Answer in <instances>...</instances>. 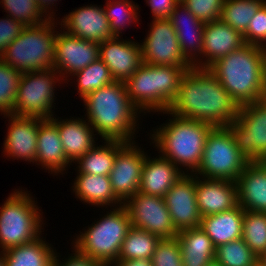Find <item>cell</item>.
I'll return each instance as SVG.
<instances>
[{"label": "cell", "mask_w": 266, "mask_h": 266, "mask_svg": "<svg viewBox=\"0 0 266 266\" xmlns=\"http://www.w3.org/2000/svg\"><path fill=\"white\" fill-rule=\"evenodd\" d=\"M240 106L208 70H187L168 111L178 117L226 127L237 118Z\"/></svg>", "instance_id": "obj_1"}, {"label": "cell", "mask_w": 266, "mask_h": 266, "mask_svg": "<svg viewBox=\"0 0 266 266\" xmlns=\"http://www.w3.org/2000/svg\"><path fill=\"white\" fill-rule=\"evenodd\" d=\"M208 70L240 107L266 99V48L245 43Z\"/></svg>", "instance_id": "obj_2"}, {"label": "cell", "mask_w": 266, "mask_h": 266, "mask_svg": "<svg viewBox=\"0 0 266 266\" xmlns=\"http://www.w3.org/2000/svg\"><path fill=\"white\" fill-rule=\"evenodd\" d=\"M82 100L86 106L85 119L102 140L135 141L141 113L128 97L124 82L114 81Z\"/></svg>", "instance_id": "obj_3"}, {"label": "cell", "mask_w": 266, "mask_h": 266, "mask_svg": "<svg viewBox=\"0 0 266 266\" xmlns=\"http://www.w3.org/2000/svg\"><path fill=\"white\" fill-rule=\"evenodd\" d=\"M162 113L171 117L159 128L157 125V128L152 130L153 134L150 133L149 138L155 143L154 148L182 172L194 174L202 162L206 139L213 126L206 122L178 117L169 111Z\"/></svg>", "instance_id": "obj_4"}, {"label": "cell", "mask_w": 266, "mask_h": 266, "mask_svg": "<svg viewBox=\"0 0 266 266\" xmlns=\"http://www.w3.org/2000/svg\"><path fill=\"white\" fill-rule=\"evenodd\" d=\"M191 68L143 62L124 82L128 97L143 115L168 111L177 96L183 74Z\"/></svg>", "instance_id": "obj_5"}, {"label": "cell", "mask_w": 266, "mask_h": 266, "mask_svg": "<svg viewBox=\"0 0 266 266\" xmlns=\"http://www.w3.org/2000/svg\"><path fill=\"white\" fill-rule=\"evenodd\" d=\"M110 211V212H109ZM100 220L93 222L73 240L72 247L105 266L117 261L122 242L131 228L130 217L122 205L111 208Z\"/></svg>", "instance_id": "obj_6"}, {"label": "cell", "mask_w": 266, "mask_h": 266, "mask_svg": "<svg viewBox=\"0 0 266 266\" xmlns=\"http://www.w3.org/2000/svg\"><path fill=\"white\" fill-rule=\"evenodd\" d=\"M58 20L49 19L36 26L24 27L0 59L21 73L53 68L54 43ZM56 24V25H55Z\"/></svg>", "instance_id": "obj_7"}, {"label": "cell", "mask_w": 266, "mask_h": 266, "mask_svg": "<svg viewBox=\"0 0 266 266\" xmlns=\"http://www.w3.org/2000/svg\"><path fill=\"white\" fill-rule=\"evenodd\" d=\"M27 192L15 189L0 207L1 252L32 242L42 235V224H45L42 210Z\"/></svg>", "instance_id": "obj_8"}, {"label": "cell", "mask_w": 266, "mask_h": 266, "mask_svg": "<svg viewBox=\"0 0 266 266\" xmlns=\"http://www.w3.org/2000/svg\"><path fill=\"white\" fill-rule=\"evenodd\" d=\"M248 162L240 153L229 129L213 127L206 139L200 167L194 174L207 179L236 182Z\"/></svg>", "instance_id": "obj_9"}, {"label": "cell", "mask_w": 266, "mask_h": 266, "mask_svg": "<svg viewBox=\"0 0 266 266\" xmlns=\"http://www.w3.org/2000/svg\"><path fill=\"white\" fill-rule=\"evenodd\" d=\"M64 81L54 69L22 73L12 114L15 116L51 119L56 83Z\"/></svg>", "instance_id": "obj_10"}, {"label": "cell", "mask_w": 266, "mask_h": 266, "mask_svg": "<svg viewBox=\"0 0 266 266\" xmlns=\"http://www.w3.org/2000/svg\"><path fill=\"white\" fill-rule=\"evenodd\" d=\"M226 127L247 161H266V99L241 106Z\"/></svg>", "instance_id": "obj_11"}, {"label": "cell", "mask_w": 266, "mask_h": 266, "mask_svg": "<svg viewBox=\"0 0 266 266\" xmlns=\"http://www.w3.org/2000/svg\"><path fill=\"white\" fill-rule=\"evenodd\" d=\"M123 206L128 212L131 226L146 230L161 239L177 236L164 197L138 192L129 197Z\"/></svg>", "instance_id": "obj_12"}, {"label": "cell", "mask_w": 266, "mask_h": 266, "mask_svg": "<svg viewBox=\"0 0 266 266\" xmlns=\"http://www.w3.org/2000/svg\"><path fill=\"white\" fill-rule=\"evenodd\" d=\"M141 45L142 60L149 65L193 67L183 56L169 19H153Z\"/></svg>", "instance_id": "obj_13"}, {"label": "cell", "mask_w": 266, "mask_h": 266, "mask_svg": "<svg viewBox=\"0 0 266 266\" xmlns=\"http://www.w3.org/2000/svg\"><path fill=\"white\" fill-rule=\"evenodd\" d=\"M98 58L99 43L73 36L62 29L58 31L54 43L53 68L65 83L68 84L67 77Z\"/></svg>", "instance_id": "obj_14"}, {"label": "cell", "mask_w": 266, "mask_h": 266, "mask_svg": "<svg viewBox=\"0 0 266 266\" xmlns=\"http://www.w3.org/2000/svg\"><path fill=\"white\" fill-rule=\"evenodd\" d=\"M146 154L136 141L127 142L116 154L109 178L115 195L123 203L138 193Z\"/></svg>", "instance_id": "obj_15"}, {"label": "cell", "mask_w": 266, "mask_h": 266, "mask_svg": "<svg viewBox=\"0 0 266 266\" xmlns=\"http://www.w3.org/2000/svg\"><path fill=\"white\" fill-rule=\"evenodd\" d=\"M166 206L176 231L199 227L202 216L196 201V175L185 173L165 194Z\"/></svg>", "instance_id": "obj_16"}, {"label": "cell", "mask_w": 266, "mask_h": 266, "mask_svg": "<svg viewBox=\"0 0 266 266\" xmlns=\"http://www.w3.org/2000/svg\"><path fill=\"white\" fill-rule=\"evenodd\" d=\"M99 58L109 68L115 81L125 82L142 65L140 43L114 37L99 43Z\"/></svg>", "instance_id": "obj_17"}, {"label": "cell", "mask_w": 266, "mask_h": 266, "mask_svg": "<svg viewBox=\"0 0 266 266\" xmlns=\"http://www.w3.org/2000/svg\"><path fill=\"white\" fill-rule=\"evenodd\" d=\"M61 20L60 28L73 36L97 43L114 38L103 7L85 5L74 9Z\"/></svg>", "instance_id": "obj_18"}, {"label": "cell", "mask_w": 266, "mask_h": 266, "mask_svg": "<svg viewBox=\"0 0 266 266\" xmlns=\"http://www.w3.org/2000/svg\"><path fill=\"white\" fill-rule=\"evenodd\" d=\"M8 118L7 136L4 139L3 153L10 159L36 162L39 118L3 115Z\"/></svg>", "instance_id": "obj_19"}, {"label": "cell", "mask_w": 266, "mask_h": 266, "mask_svg": "<svg viewBox=\"0 0 266 266\" xmlns=\"http://www.w3.org/2000/svg\"><path fill=\"white\" fill-rule=\"evenodd\" d=\"M244 44L243 35L221 20L206 22L203 32L202 58H199L192 66L208 69L217 60Z\"/></svg>", "instance_id": "obj_20"}, {"label": "cell", "mask_w": 266, "mask_h": 266, "mask_svg": "<svg viewBox=\"0 0 266 266\" xmlns=\"http://www.w3.org/2000/svg\"><path fill=\"white\" fill-rule=\"evenodd\" d=\"M196 201L202 217L231 210L238 206L236 182L196 176Z\"/></svg>", "instance_id": "obj_21"}, {"label": "cell", "mask_w": 266, "mask_h": 266, "mask_svg": "<svg viewBox=\"0 0 266 266\" xmlns=\"http://www.w3.org/2000/svg\"><path fill=\"white\" fill-rule=\"evenodd\" d=\"M35 164L41 165L54 176L65 174V169L72 165L64 154L55 116L51 119H39Z\"/></svg>", "instance_id": "obj_22"}, {"label": "cell", "mask_w": 266, "mask_h": 266, "mask_svg": "<svg viewBox=\"0 0 266 266\" xmlns=\"http://www.w3.org/2000/svg\"><path fill=\"white\" fill-rule=\"evenodd\" d=\"M169 20L176 31L184 58L193 65L202 55L205 23L197 19L181 2L175 6Z\"/></svg>", "instance_id": "obj_23"}, {"label": "cell", "mask_w": 266, "mask_h": 266, "mask_svg": "<svg viewBox=\"0 0 266 266\" xmlns=\"http://www.w3.org/2000/svg\"><path fill=\"white\" fill-rule=\"evenodd\" d=\"M236 185L242 209L266 213V161L248 162Z\"/></svg>", "instance_id": "obj_24"}, {"label": "cell", "mask_w": 266, "mask_h": 266, "mask_svg": "<svg viewBox=\"0 0 266 266\" xmlns=\"http://www.w3.org/2000/svg\"><path fill=\"white\" fill-rule=\"evenodd\" d=\"M158 156L152 158L146 154L138 192L164 197L185 173L160 153Z\"/></svg>", "instance_id": "obj_25"}, {"label": "cell", "mask_w": 266, "mask_h": 266, "mask_svg": "<svg viewBox=\"0 0 266 266\" xmlns=\"http://www.w3.org/2000/svg\"><path fill=\"white\" fill-rule=\"evenodd\" d=\"M60 119L57 118V128L64 154L71 163H75L96 145L97 139L94 128L83 116L75 119L73 117Z\"/></svg>", "instance_id": "obj_26"}, {"label": "cell", "mask_w": 266, "mask_h": 266, "mask_svg": "<svg viewBox=\"0 0 266 266\" xmlns=\"http://www.w3.org/2000/svg\"><path fill=\"white\" fill-rule=\"evenodd\" d=\"M72 189L81 202L97 207L110 206V209L123 205L115 195L109 176L79 173L74 180Z\"/></svg>", "instance_id": "obj_27"}, {"label": "cell", "mask_w": 266, "mask_h": 266, "mask_svg": "<svg viewBox=\"0 0 266 266\" xmlns=\"http://www.w3.org/2000/svg\"><path fill=\"white\" fill-rule=\"evenodd\" d=\"M244 209L231 210L202 217L200 227L215 247L242 238Z\"/></svg>", "instance_id": "obj_28"}, {"label": "cell", "mask_w": 266, "mask_h": 266, "mask_svg": "<svg viewBox=\"0 0 266 266\" xmlns=\"http://www.w3.org/2000/svg\"><path fill=\"white\" fill-rule=\"evenodd\" d=\"M176 237L183 266H207L214 261L216 247L200 226L181 230Z\"/></svg>", "instance_id": "obj_29"}, {"label": "cell", "mask_w": 266, "mask_h": 266, "mask_svg": "<svg viewBox=\"0 0 266 266\" xmlns=\"http://www.w3.org/2000/svg\"><path fill=\"white\" fill-rule=\"evenodd\" d=\"M42 239L3 251L6 266H53L56 249Z\"/></svg>", "instance_id": "obj_30"}, {"label": "cell", "mask_w": 266, "mask_h": 266, "mask_svg": "<svg viewBox=\"0 0 266 266\" xmlns=\"http://www.w3.org/2000/svg\"><path fill=\"white\" fill-rule=\"evenodd\" d=\"M102 145L96 143L77 163L79 173L109 176L114 166L117 152L127 143L119 140H103Z\"/></svg>", "instance_id": "obj_31"}, {"label": "cell", "mask_w": 266, "mask_h": 266, "mask_svg": "<svg viewBox=\"0 0 266 266\" xmlns=\"http://www.w3.org/2000/svg\"><path fill=\"white\" fill-rule=\"evenodd\" d=\"M160 239L155 234L131 226L122 242L117 260H151Z\"/></svg>", "instance_id": "obj_32"}, {"label": "cell", "mask_w": 266, "mask_h": 266, "mask_svg": "<svg viewBox=\"0 0 266 266\" xmlns=\"http://www.w3.org/2000/svg\"><path fill=\"white\" fill-rule=\"evenodd\" d=\"M265 2L266 0H225L220 20L244 35L250 20Z\"/></svg>", "instance_id": "obj_33"}, {"label": "cell", "mask_w": 266, "mask_h": 266, "mask_svg": "<svg viewBox=\"0 0 266 266\" xmlns=\"http://www.w3.org/2000/svg\"><path fill=\"white\" fill-rule=\"evenodd\" d=\"M75 76L78 83H76L77 92L81 99L85 98L89 93L115 81L109 68L100 58L74 73L71 78H75Z\"/></svg>", "instance_id": "obj_34"}, {"label": "cell", "mask_w": 266, "mask_h": 266, "mask_svg": "<svg viewBox=\"0 0 266 266\" xmlns=\"http://www.w3.org/2000/svg\"><path fill=\"white\" fill-rule=\"evenodd\" d=\"M104 6L105 15L109 20L114 37H121L120 35L125 28L127 29L129 25L132 26V23H138L140 20L138 17L140 15L137 12L140 7L131 0H106Z\"/></svg>", "instance_id": "obj_35"}, {"label": "cell", "mask_w": 266, "mask_h": 266, "mask_svg": "<svg viewBox=\"0 0 266 266\" xmlns=\"http://www.w3.org/2000/svg\"><path fill=\"white\" fill-rule=\"evenodd\" d=\"M242 239L257 257L266 252V213L244 210Z\"/></svg>", "instance_id": "obj_36"}, {"label": "cell", "mask_w": 266, "mask_h": 266, "mask_svg": "<svg viewBox=\"0 0 266 266\" xmlns=\"http://www.w3.org/2000/svg\"><path fill=\"white\" fill-rule=\"evenodd\" d=\"M214 261L221 266H258V257L242 238L217 246Z\"/></svg>", "instance_id": "obj_37"}, {"label": "cell", "mask_w": 266, "mask_h": 266, "mask_svg": "<svg viewBox=\"0 0 266 266\" xmlns=\"http://www.w3.org/2000/svg\"><path fill=\"white\" fill-rule=\"evenodd\" d=\"M0 4L9 17L25 27L36 26L49 20L38 7L36 0H1Z\"/></svg>", "instance_id": "obj_38"}, {"label": "cell", "mask_w": 266, "mask_h": 266, "mask_svg": "<svg viewBox=\"0 0 266 266\" xmlns=\"http://www.w3.org/2000/svg\"><path fill=\"white\" fill-rule=\"evenodd\" d=\"M22 73L0 59V113L12 114Z\"/></svg>", "instance_id": "obj_39"}, {"label": "cell", "mask_w": 266, "mask_h": 266, "mask_svg": "<svg viewBox=\"0 0 266 266\" xmlns=\"http://www.w3.org/2000/svg\"><path fill=\"white\" fill-rule=\"evenodd\" d=\"M151 262L152 266H183L181 246L177 237L160 239Z\"/></svg>", "instance_id": "obj_40"}, {"label": "cell", "mask_w": 266, "mask_h": 266, "mask_svg": "<svg viewBox=\"0 0 266 266\" xmlns=\"http://www.w3.org/2000/svg\"><path fill=\"white\" fill-rule=\"evenodd\" d=\"M225 0H183L181 3L202 22L219 21Z\"/></svg>", "instance_id": "obj_41"}, {"label": "cell", "mask_w": 266, "mask_h": 266, "mask_svg": "<svg viewBox=\"0 0 266 266\" xmlns=\"http://www.w3.org/2000/svg\"><path fill=\"white\" fill-rule=\"evenodd\" d=\"M246 44L266 48V2L257 10L250 20L246 33L243 35Z\"/></svg>", "instance_id": "obj_42"}, {"label": "cell", "mask_w": 266, "mask_h": 266, "mask_svg": "<svg viewBox=\"0 0 266 266\" xmlns=\"http://www.w3.org/2000/svg\"><path fill=\"white\" fill-rule=\"evenodd\" d=\"M24 27L8 15H6V19H0V56L6 47L20 35Z\"/></svg>", "instance_id": "obj_43"}, {"label": "cell", "mask_w": 266, "mask_h": 266, "mask_svg": "<svg viewBox=\"0 0 266 266\" xmlns=\"http://www.w3.org/2000/svg\"><path fill=\"white\" fill-rule=\"evenodd\" d=\"M74 252L73 254H69L71 256H68L67 258H65L64 262H61L58 254L59 253H55V257H54V262H53V266H105L103 263H101L98 260L92 259L84 254H81L80 252H78L75 248H73Z\"/></svg>", "instance_id": "obj_44"}, {"label": "cell", "mask_w": 266, "mask_h": 266, "mask_svg": "<svg viewBox=\"0 0 266 266\" xmlns=\"http://www.w3.org/2000/svg\"><path fill=\"white\" fill-rule=\"evenodd\" d=\"M146 3L151 9L153 19H169L179 2L177 0H146Z\"/></svg>", "instance_id": "obj_45"}, {"label": "cell", "mask_w": 266, "mask_h": 266, "mask_svg": "<svg viewBox=\"0 0 266 266\" xmlns=\"http://www.w3.org/2000/svg\"><path fill=\"white\" fill-rule=\"evenodd\" d=\"M58 0H36L38 7L42 11V13L48 18V19H54L57 20L58 18L56 16L55 10H52V6H55ZM55 3V5H54Z\"/></svg>", "instance_id": "obj_46"}, {"label": "cell", "mask_w": 266, "mask_h": 266, "mask_svg": "<svg viewBox=\"0 0 266 266\" xmlns=\"http://www.w3.org/2000/svg\"><path fill=\"white\" fill-rule=\"evenodd\" d=\"M111 266H152L150 259L117 260Z\"/></svg>", "instance_id": "obj_47"}, {"label": "cell", "mask_w": 266, "mask_h": 266, "mask_svg": "<svg viewBox=\"0 0 266 266\" xmlns=\"http://www.w3.org/2000/svg\"><path fill=\"white\" fill-rule=\"evenodd\" d=\"M258 266H266V252L258 257Z\"/></svg>", "instance_id": "obj_48"}, {"label": "cell", "mask_w": 266, "mask_h": 266, "mask_svg": "<svg viewBox=\"0 0 266 266\" xmlns=\"http://www.w3.org/2000/svg\"><path fill=\"white\" fill-rule=\"evenodd\" d=\"M0 266H6L3 253L0 251Z\"/></svg>", "instance_id": "obj_49"}, {"label": "cell", "mask_w": 266, "mask_h": 266, "mask_svg": "<svg viewBox=\"0 0 266 266\" xmlns=\"http://www.w3.org/2000/svg\"><path fill=\"white\" fill-rule=\"evenodd\" d=\"M207 266H221V265L218 264L217 262L213 261L210 264H208Z\"/></svg>", "instance_id": "obj_50"}]
</instances>
